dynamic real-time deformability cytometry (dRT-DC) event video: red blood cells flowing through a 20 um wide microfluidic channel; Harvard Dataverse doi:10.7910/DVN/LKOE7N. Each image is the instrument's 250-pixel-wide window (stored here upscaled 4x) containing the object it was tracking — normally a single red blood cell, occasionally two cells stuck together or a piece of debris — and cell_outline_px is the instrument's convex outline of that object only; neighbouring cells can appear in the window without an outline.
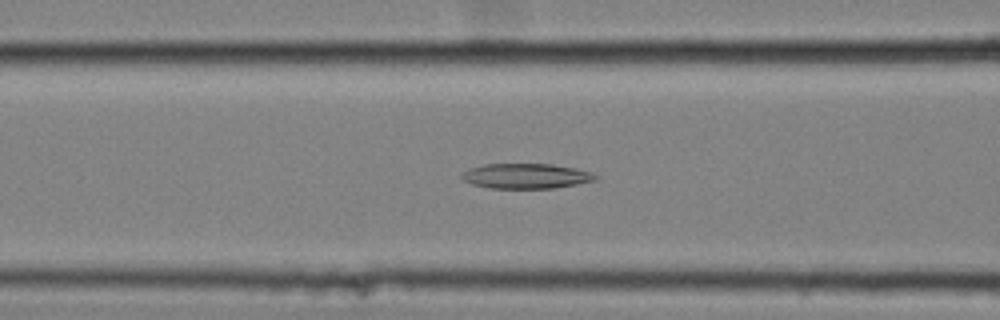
{"species": "common noctule bat (a hibernating species)", "species_latin": "Nyctalus noctula", "temperature_condition": "cold", "stored_images_in_passage": 57, "camera_frame_rate_fps": 3000, "um_per_image_px": 0.085, "animal": {"sex": "female", "body_mass_g": 25.1}, "frame": {"image": 1, "passage_image": 24, "time_ms": 7.667, "image_size_px": [1000, 320], "cell_outline_px": [[600, 176], [596, 180], [576, 184], [552, 188], [488, 188], [472, 184], [464, 180], [460, 176], [460, 172], [468, 168], [484, 164], [552, 164], [592, 172]], "centroid_in_image_um": [44.67, 14.96], "position_along_channel_um": 121.9, "area_um2": 19.59}}
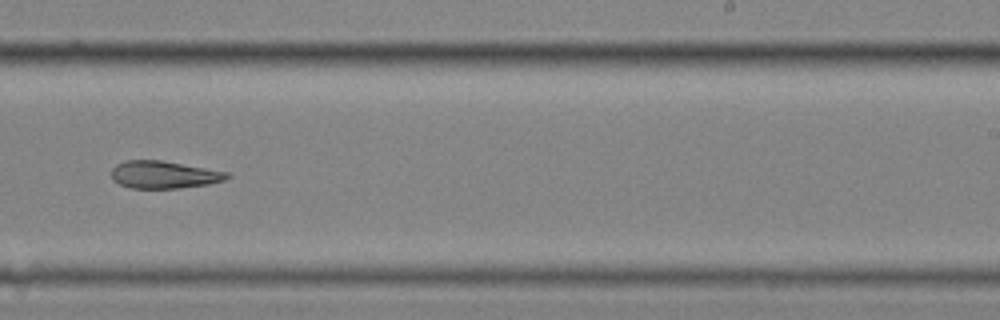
{"frame": {"image": 2, "passage_image": 37, "time_ms": 12.0, "image_size_px": [1000, 320], "cell_outline_px": [[232, 176], [224, 180], [208, 184], [180, 188], [128, 188], [112, 180], [112, 168], [116, 164], [128, 160], [160, 160], [228, 172]], "centroid_in_image_um": [13.92, 14.85], "position_along_channel_um": 275.1, "area_um2": 18.44}}
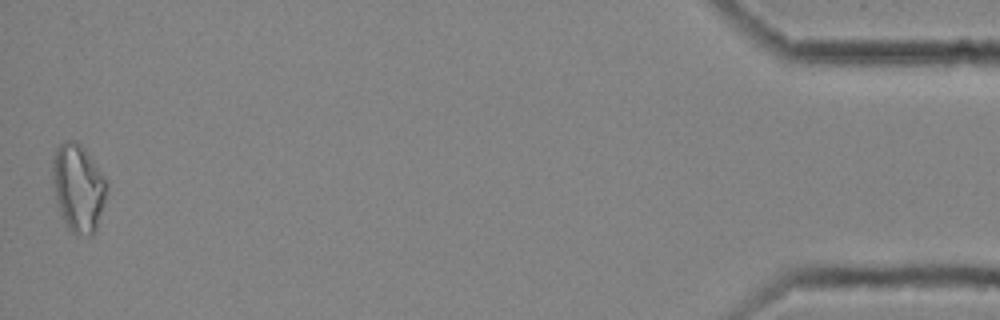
{"frame": {"image": 3, "passage_image": 57, "time_ms": 18.667, "image_size_px": [1000, 320], "cell_outline_px": [[108, 188], [104, 204], [96, 228], [92, 236], [76, 236], [68, 228], [60, 216], [56, 200], [52, 180], [52, 160], [56, 148], [64, 140], [76, 140], [84, 148], [108, 180]], "centroid_in_image_um": [6.65, 15.97], "position_along_channel_um": 428.6, "area_um2": 28.21}, "authors_computed_cell_mechanics": {"area_um2": 20.9814, "velocity_mm_per_s": 3.5405, "shape_relaxation_time_tau1_ms": 9.9252, "shape_relaxation_time_tau2_ms": 7.3679, "deformation_change_tau1": 0.1822, "deformation_change_tau2": 0.1936}}